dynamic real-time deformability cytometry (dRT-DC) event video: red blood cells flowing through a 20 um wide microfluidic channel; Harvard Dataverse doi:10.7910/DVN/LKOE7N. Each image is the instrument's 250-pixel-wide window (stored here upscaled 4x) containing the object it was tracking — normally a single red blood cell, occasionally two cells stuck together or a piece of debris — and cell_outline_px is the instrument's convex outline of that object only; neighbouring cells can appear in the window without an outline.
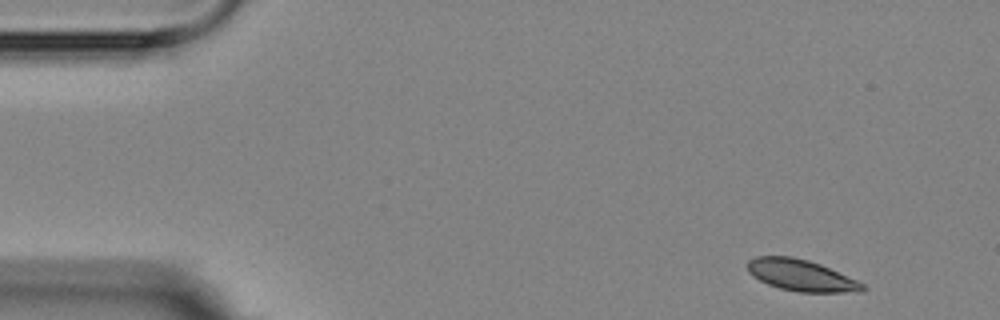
{"species": "Egyptian fruit bat (a non-hibernating species)", "species_latin": "Rousettus aegyptiacus", "temperature_condition": "room temperature", "stored_images_in_passage": 4, "camera_frame_rate_fps": 3000, "um_per_image_px": 0.085, "animal": {"sex": "female"}, "frame": {"image": 1, "passage_image": 1, "time_ms": 0.0, "image_size_px": [1000, 320], "cell_outline_px": [[868, 288], [864, 292], [800, 292], [780, 288], [768, 284], [752, 276], [748, 272], [748, 260], [756, 256], [792, 256], [808, 260], [820, 264], [856, 280], [864, 284]], "centroid_in_image_um": [68.1, 23.4], "position_along_channel_um": 16.9, "area_um2": 21.04}}
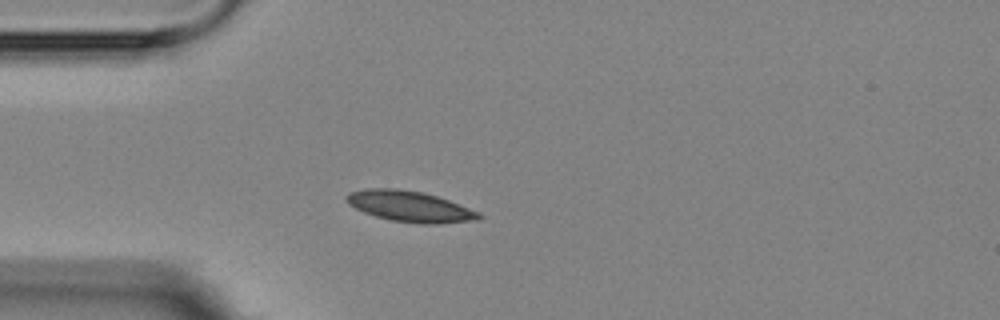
{"frame": {"image": 2, "passage_image": 4, "time_ms": 3.333, "image_size_px": [1000, 320], "cell_outline_px": [[484, 216], [480, 220], [436, 224], [420, 224], [392, 220], [376, 216], [364, 212], [348, 204], [344, 200], [344, 196], [348, 192], [368, 188], [396, 188], [420, 192], [436, 196], [448, 200], [480, 212]], "centroid_in_image_um": [34.84, 17.55], "position_along_channel_um": 50.2, "area_um2": 23.87}}